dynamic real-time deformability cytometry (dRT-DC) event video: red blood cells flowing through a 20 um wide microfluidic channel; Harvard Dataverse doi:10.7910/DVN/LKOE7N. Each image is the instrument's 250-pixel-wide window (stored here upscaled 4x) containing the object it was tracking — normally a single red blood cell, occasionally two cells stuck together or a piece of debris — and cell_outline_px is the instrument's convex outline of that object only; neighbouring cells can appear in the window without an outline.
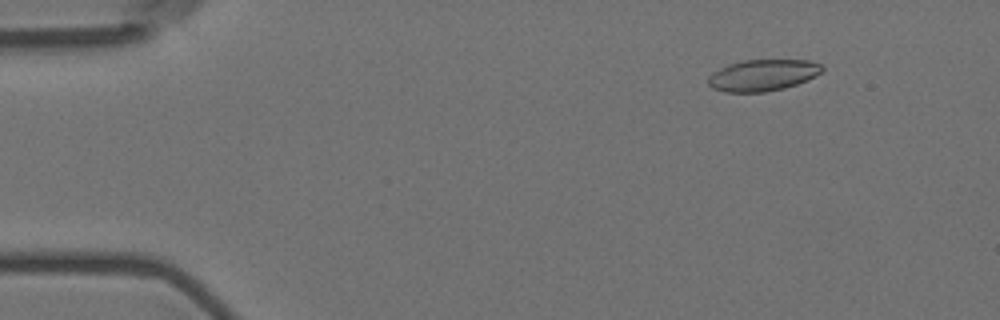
{"species": "Egyptian fruit bat (a non-hibernating species)", "species_latin": "Rousettus aegyptiacus", "temperature_condition": "room temperature", "stored_images_in_passage": 55, "camera_frame_rate_fps": 3000, "um_per_image_px": 0.085, "animal": {"sex": "female"}, "frame": {"image": 1, "passage_image": 5, "time_ms": 1.333, "image_size_px": [1000, 320], "cell_outline_px": [[824, 68], [820, 72], [796, 84], [784, 88], [764, 92], [728, 92], [712, 88], [708, 84], [708, 76], [712, 72], [728, 64], [740, 60], [808, 60], [820, 64]], "centroid_in_image_um": [64.77, 6.38], "position_along_channel_um": 20.2, "area_um2": 20.69}}
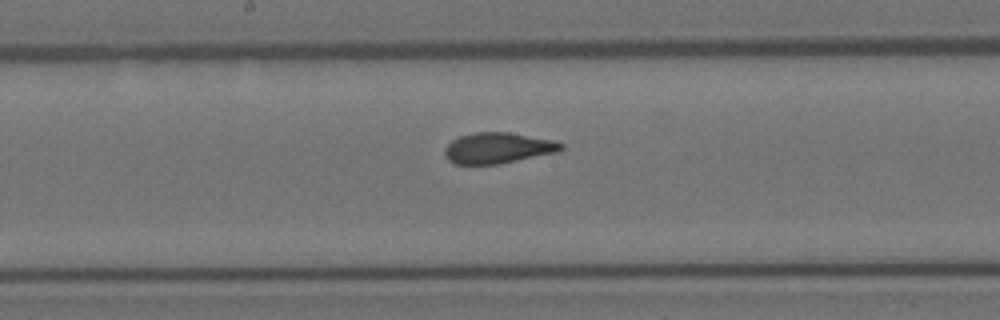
{"frame": {"image": 2, "passage_image": 28, "time_ms": 9.0, "image_size_px": [1000, 320], "cell_outline_px": [[564, 148], [560, 152], [496, 164], [452, 164], [444, 156], [444, 148], [452, 140], [460, 136], [476, 132], [508, 132], [556, 140], [564, 144]], "centroid_in_image_um": [42.34, 12.58], "position_along_channel_um": 205.9, "area_um2": 21.1}}
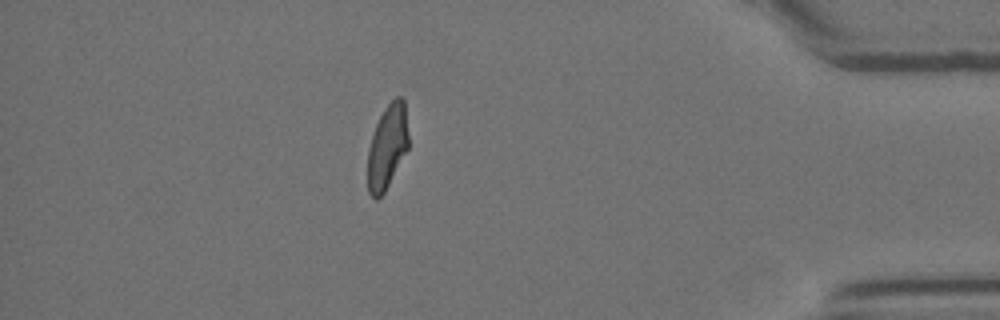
{"frame": {"image": 3, "passage_image": 48, "time_ms": 15.667, "image_size_px": [1000, 320], "cell_outline_px": [[408, 148], [384, 192], [376, 200], [368, 192], [368, 148], [376, 124], [380, 116], [388, 104], [396, 96], [400, 96], [404, 100], [408, 132]], "centroid_in_image_um": [32.92, 12.46], "position_along_channel_um": 402.3, "area_um2": 19.71}, "authors_computed_cell_mechanics": {"area_um2": 21.2126, "velocity_mm_per_s": 3.576, "shape_relaxation_time_tau1_ms": null, "shape_relaxation_time_tau2_ms": 1.1412, "deformation_change_tau1": null, "deformation_change_tau2": 0.0826}}